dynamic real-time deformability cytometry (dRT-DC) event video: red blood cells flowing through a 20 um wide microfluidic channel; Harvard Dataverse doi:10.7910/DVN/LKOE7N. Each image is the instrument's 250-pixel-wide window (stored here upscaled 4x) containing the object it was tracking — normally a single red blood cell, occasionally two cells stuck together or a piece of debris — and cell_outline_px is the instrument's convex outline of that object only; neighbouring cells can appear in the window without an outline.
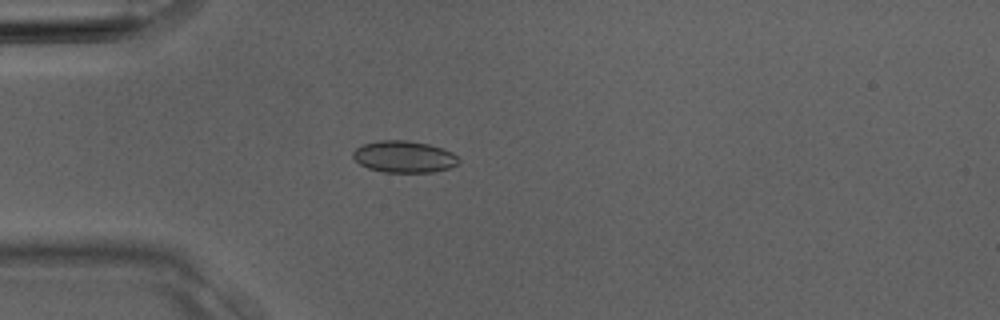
{"species": "Egyptian fruit bat (a non-hibernating species)", "species_latin": "Rousettus aegyptiacus", "temperature_condition": "room temperature", "stored_images_in_passage": 2, "camera_frame_rate_fps": 3000, "um_per_image_px": 0.085, "animal": {"sex": "male"}, "frame": {"image": 1, "passage_image": 2, "time_ms": 0.333, "image_size_px": [1000, 320], "cell_outline_px": [[460, 160], [456, 164], [448, 168], [432, 172], [384, 172], [368, 168], [360, 164], [352, 156], [352, 152], [356, 148], [364, 144], [380, 140], [408, 140], [428, 144], [452, 152]], "centroid_in_image_um": [34.32, 13.32], "position_along_channel_um": 50.7, "area_um2": 19.36}}